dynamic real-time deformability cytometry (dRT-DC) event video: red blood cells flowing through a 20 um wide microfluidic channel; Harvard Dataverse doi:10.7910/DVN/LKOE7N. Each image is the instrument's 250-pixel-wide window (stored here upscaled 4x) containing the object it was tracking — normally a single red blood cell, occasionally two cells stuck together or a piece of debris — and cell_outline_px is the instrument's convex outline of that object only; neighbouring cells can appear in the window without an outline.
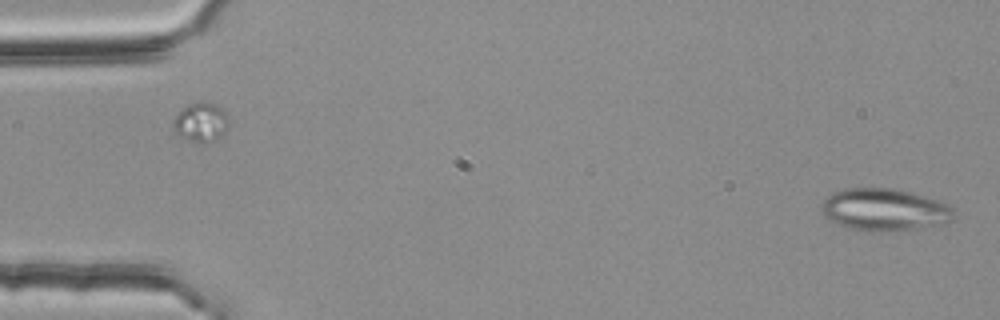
{"species": "common noctule bat (a hibernating species)", "species_latin": "Nyctalus noctula", "temperature_condition": "room temperature", "stored_images_in_passage": 2, "segment_of_instrument_passage": [2, 2], "camera_frame_rate_fps": 3000, "um_per_image_px": 0.085, "animal": {"sex": "female", "body_mass_g": 25.1}, "frame": {"image": 1, "passage_image": 2, "time_ms": 0.333, "image_size_px": [1000, 320], "cell_outline_px": [[956, 216], [952, 220], [940, 224], [896, 232], [864, 232], [828, 220], [824, 216], [824, 200], [832, 192], [844, 188], [892, 188], [912, 192], [948, 204], [956, 212]], "centroid_in_image_um": [75.22, 17.84], "position_along_channel_um": 9.8, "area_um2": 32.77}}